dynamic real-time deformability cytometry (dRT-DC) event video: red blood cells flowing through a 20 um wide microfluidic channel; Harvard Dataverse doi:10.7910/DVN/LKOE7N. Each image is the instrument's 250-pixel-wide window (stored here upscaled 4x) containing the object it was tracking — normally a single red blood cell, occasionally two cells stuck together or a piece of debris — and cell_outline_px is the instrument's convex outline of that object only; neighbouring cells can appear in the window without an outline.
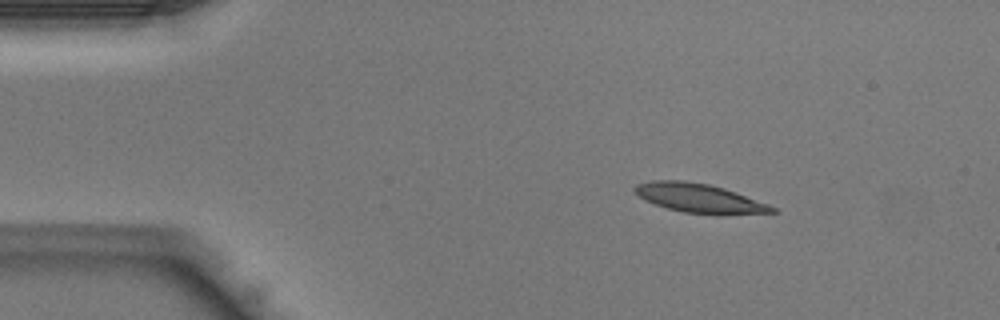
{"species": "Egyptian fruit bat (a non-hibernating species)", "species_latin": "Rousettus aegyptiacus", "temperature_condition": "warm", "stored_images_in_passage": 12, "segment_of_instrument_passage": [1, 2], "camera_frame_rate_fps": 3000, "um_per_image_px": 0.085, "animal": {"sex": "male"}, "frame": {"image": 1, "passage_image": 1, "time_ms": 0.0, "image_size_px": [1000, 320], "cell_outline_px": [[780, 212], [720, 216], [716, 216], [684, 212], [668, 208], [644, 200], [632, 188], [636, 184], [652, 180], [684, 180], [708, 184], [724, 188], [736, 192], [768, 204], [776, 208]], "centroid_in_image_um": [59.5, 16.87], "position_along_channel_um": 25.5, "area_um2": 23.64}}
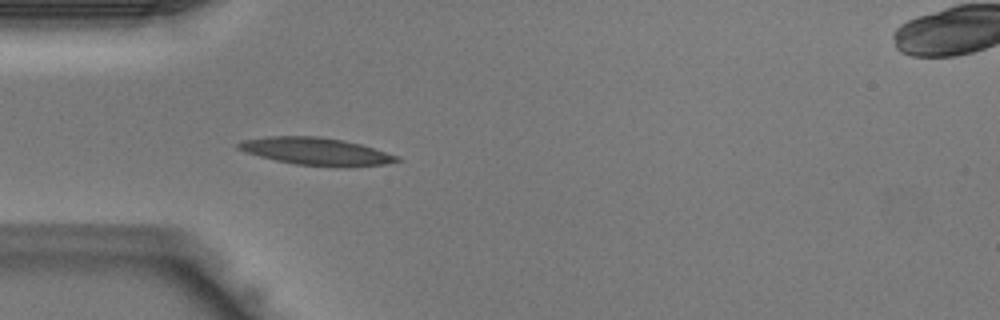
{"frame": {"image": 2, "passage_image": 7, "time_ms": 2.0, "image_size_px": [1000, 320], "cell_outline_px": [[404, 160], [384, 164], [348, 168], [336, 168], [296, 164], [276, 160], [244, 152], [236, 148], [236, 144], [244, 140], [268, 136], [320, 136], [344, 140], [360, 144], [400, 156]], "centroid_in_image_um": [26.92, 12.88], "position_along_channel_um": 58.1, "area_um2": 25.78}}